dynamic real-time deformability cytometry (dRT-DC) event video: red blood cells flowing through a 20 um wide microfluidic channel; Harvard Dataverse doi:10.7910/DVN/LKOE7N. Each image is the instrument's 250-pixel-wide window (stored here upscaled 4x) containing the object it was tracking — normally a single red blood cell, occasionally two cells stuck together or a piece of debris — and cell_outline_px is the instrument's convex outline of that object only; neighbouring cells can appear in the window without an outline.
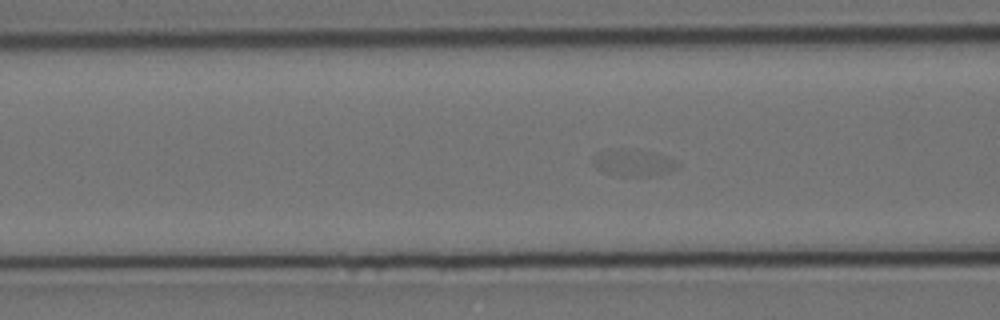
{"species": "Egyptian fruit bat (a non-hibernating species)", "species_latin": "Rousettus aegyptiacus", "temperature_condition": "cold", "stored_images_in_passage": 30, "camera_frame_rate_fps": 3000, "um_per_image_px": 0.085, "animal": {"sex": "female"}, "frame": {"image": 1, "passage_image": 5, "time_ms": 1.333, "image_size_px": [1000, 320], "cell_outline_px": [[680, 164], [676, 168], [668, 172], [648, 176], [620, 176], [596, 168], [592, 164], [592, 160], [604, 152], [620, 148], [648, 152], [664, 156]], "centroid_in_image_um": [53.85, 13.86], "position_along_channel_um": 112.8, "area_um2": 12.48}}
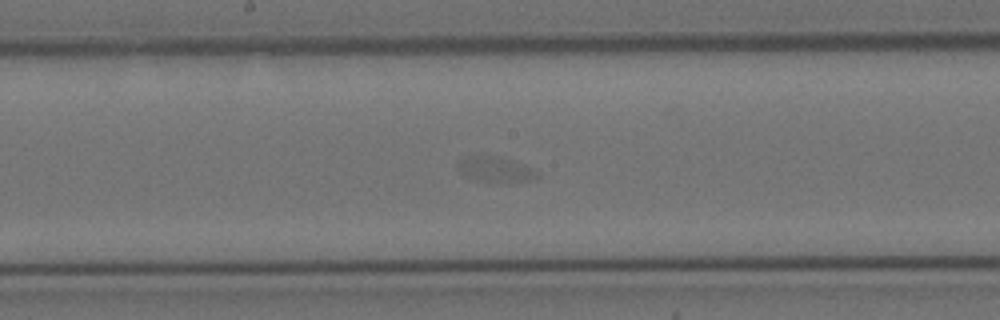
{"frame": {"image": 2, "passage_image": 13, "time_ms": 4.0, "image_size_px": [1000, 320], "cell_outline_px": [[540, 176], [532, 180], [508, 184], [476, 180], [468, 176], [456, 164], [460, 160], [480, 156], [488, 156], [504, 160], [540, 172]], "centroid_in_image_um": [42.18, 14.49], "position_along_channel_um": 206.0, "area_um2": 10.98}}
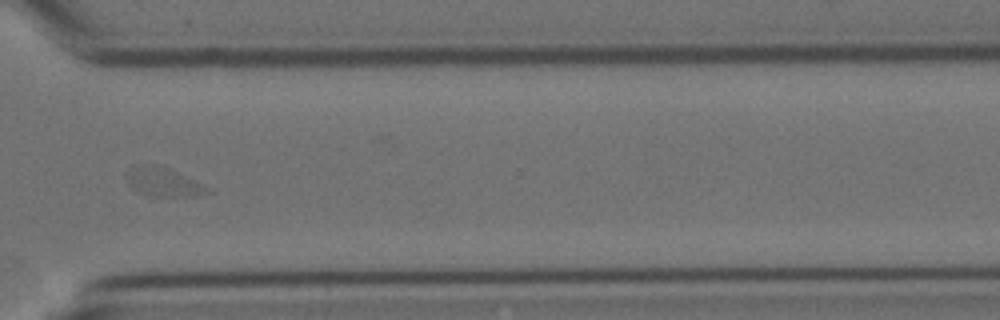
{"frame": {"image": 3, "passage_image": 26, "time_ms": 8.333, "image_size_px": [1000, 320], "cell_outline_px": [[212, 192], [200, 196], [156, 196], [140, 192], [124, 176], [128, 172], [140, 164], [164, 168], [176, 172], [208, 188]], "centroid_in_image_um": [13.93, 15.5], "position_along_channel_um": 356.7, "area_um2": 12.6}}